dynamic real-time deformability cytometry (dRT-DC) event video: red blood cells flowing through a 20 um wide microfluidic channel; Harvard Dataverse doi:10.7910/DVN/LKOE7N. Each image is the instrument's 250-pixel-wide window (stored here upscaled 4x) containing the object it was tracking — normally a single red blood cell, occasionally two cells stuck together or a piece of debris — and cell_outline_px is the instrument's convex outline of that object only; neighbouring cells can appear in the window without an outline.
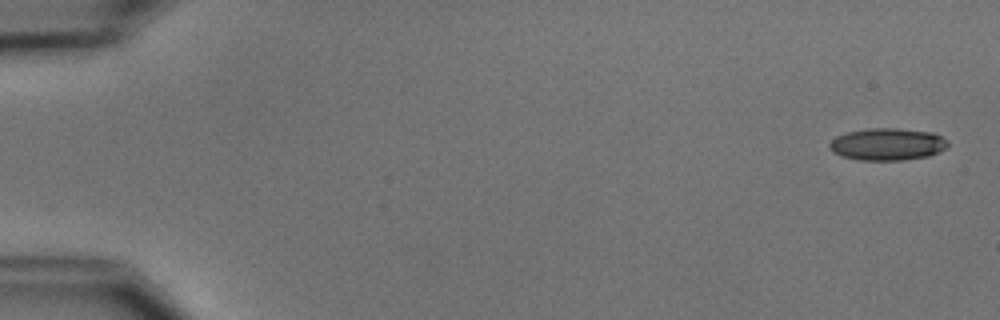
{"species": "common noctule bat (a hibernating species)", "species_latin": "Nyctalus noctula", "temperature_condition": "cold", "stored_images_in_passage": 5, "camera_frame_rate_fps": 3000, "um_per_image_px": 0.085, "animal": {"sex": "male", "body_mass_g": 15.6}, "frame": {"image": 1, "passage_image": 1, "time_ms": 0.0, "image_size_px": [1000, 320], "cell_outline_px": [[948, 144], [944, 148], [928, 156], [900, 160], [860, 160], [840, 156], [832, 152], [828, 148], [828, 144], [836, 136], [848, 132], [868, 128], [896, 128], [932, 132], [948, 140]], "centroid_in_image_um": [75.37, 12.26], "position_along_channel_um": 9.6, "area_um2": 22.14}}
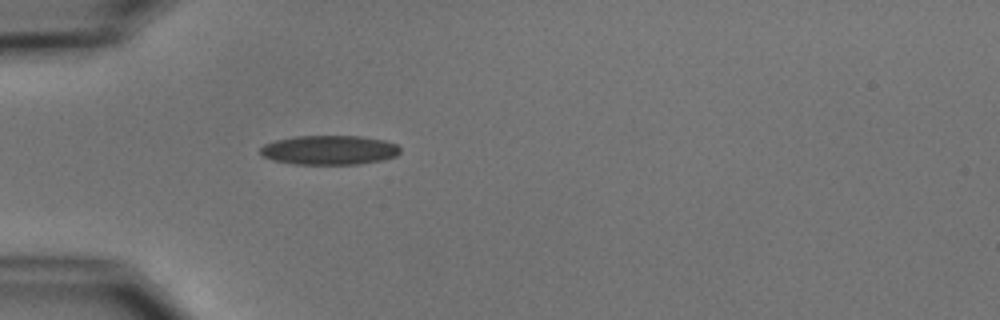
{"frame": {"image": 2, "passage_image": 5, "time_ms": 5.0, "image_size_px": [1000, 320], "cell_outline_px": [[400, 152], [396, 156], [380, 160], [360, 164], [292, 164], [272, 160], [264, 156], [260, 152], [260, 148], [264, 144], [276, 140], [296, 136], [360, 136], [384, 140], [396, 144], [400, 148]], "centroid_in_image_um": [27.98, 12.75], "position_along_channel_um": 57.0, "area_um2": 23.87}}